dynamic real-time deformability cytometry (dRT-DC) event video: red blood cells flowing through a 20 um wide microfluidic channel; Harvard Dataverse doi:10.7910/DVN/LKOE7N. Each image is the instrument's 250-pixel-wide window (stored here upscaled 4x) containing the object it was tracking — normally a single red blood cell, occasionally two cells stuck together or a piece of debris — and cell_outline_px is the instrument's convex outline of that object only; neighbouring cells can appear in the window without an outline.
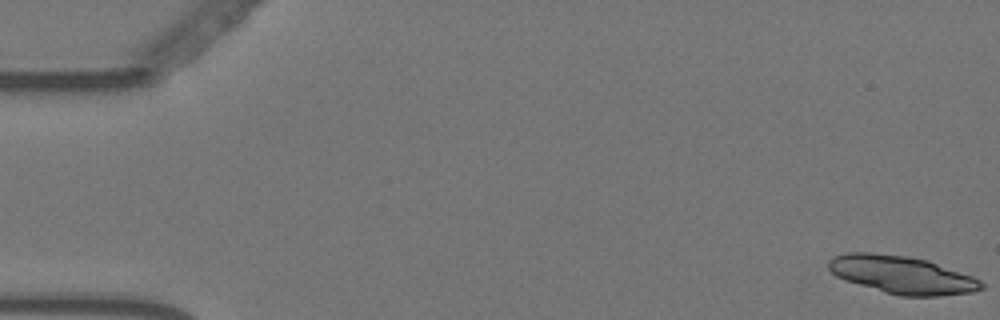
{"species": "Egyptian fruit bat (a non-hibernating species)", "species_latin": "Rousettus aegyptiacus", "temperature_condition": "warm", "stored_images_in_passage": 12, "camera_frame_rate_fps": 3000, "um_per_image_px": 0.085, "animal": {"sex": "female"}, "frame": {"image": 1, "passage_image": 1, "time_ms": 0.0, "image_size_px": [1000, 320], "cell_outline_px": [[984, 288], [972, 292], [940, 296], [900, 296], [884, 292], [844, 280], [836, 276], [828, 268], [828, 260], [832, 256], [848, 252], [872, 252], [908, 256], [928, 260], [972, 276], [980, 280], [984, 284]], "centroid_in_image_um": [76.64, 23.35], "position_along_channel_um": 8.4, "area_um2": 33.81}}